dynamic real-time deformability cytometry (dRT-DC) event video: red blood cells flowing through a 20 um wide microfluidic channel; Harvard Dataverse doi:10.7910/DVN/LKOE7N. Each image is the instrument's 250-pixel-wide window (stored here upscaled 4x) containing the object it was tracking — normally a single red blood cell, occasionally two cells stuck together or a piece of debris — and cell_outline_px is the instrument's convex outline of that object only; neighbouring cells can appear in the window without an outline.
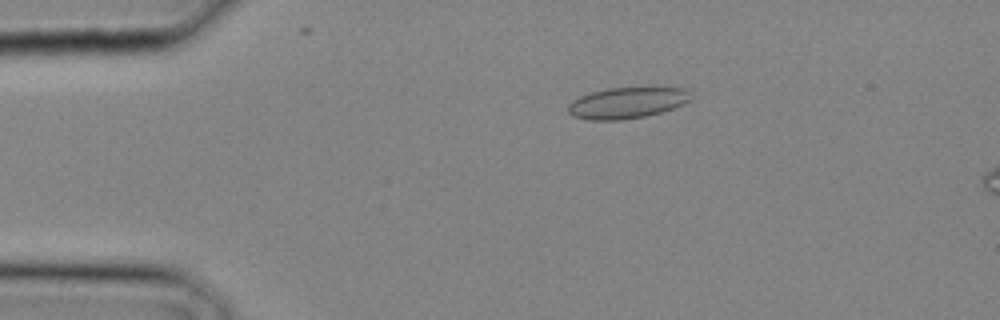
{"species": "common noctule bat (a hibernating species)", "species_latin": "Nyctalus noctula", "temperature_condition": "cold", "stored_images_in_passage": 9, "camera_frame_rate_fps": 3000, "um_per_image_px": 0.085, "animal": {"sex": "male", "body_mass_g": 20.4}, "frame": {"image": 1, "passage_image": 6, "time_ms": 1.667, "image_size_px": [1000, 320], "cell_outline_px": [[692, 100], [684, 104], [660, 112], [644, 116], [620, 120], [588, 120], [572, 116], [568, 112], [568, 104], [572, 100], [580, 96], [592, 92], [608, 88], [656, 84], [660, 84], [684, 88], [692, 96]], "centroid_in_image_um": [53.37, 8.68], "position_along_channel_um": 31.6, "area_um2": 23.29}}